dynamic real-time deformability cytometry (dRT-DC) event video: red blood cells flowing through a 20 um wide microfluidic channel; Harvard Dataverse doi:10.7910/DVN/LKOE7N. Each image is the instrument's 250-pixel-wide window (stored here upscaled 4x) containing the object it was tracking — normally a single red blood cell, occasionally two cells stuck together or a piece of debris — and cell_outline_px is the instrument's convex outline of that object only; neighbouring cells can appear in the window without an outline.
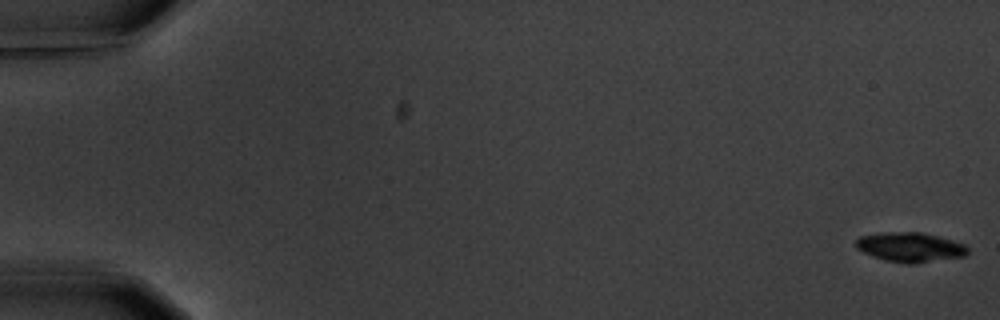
{"species": "common noctule bat (a hibernating species)", "species_latin": "Nyctalus noctula", "temperature_condition": "warm", "stored_images_in_passage": 6, "camera_frame_rate_fps": 3000, "um_per_image_px": 0.085, "animal": {"sex": "male", "body_mass_g": 20.1, "forearm_length_mm": 53.5}, "frame": {"image": 1, "passage_image": 1, "time_ms": 0.0, "image_size_px": [1000, 320], "cell_outline_px": [[968, 252], [964, 256], [916, 264], [908, 264], [884, 260], [872, 256], [856, 248], [856, 240], [860, 236], [880, 232], [920, 232], [952, 240], [964, 244], [968, 248]], "centroid_in_image_um": [77.35, 21.01], "position_along_channel_um": 7.7, "area_um2": 19.31}}